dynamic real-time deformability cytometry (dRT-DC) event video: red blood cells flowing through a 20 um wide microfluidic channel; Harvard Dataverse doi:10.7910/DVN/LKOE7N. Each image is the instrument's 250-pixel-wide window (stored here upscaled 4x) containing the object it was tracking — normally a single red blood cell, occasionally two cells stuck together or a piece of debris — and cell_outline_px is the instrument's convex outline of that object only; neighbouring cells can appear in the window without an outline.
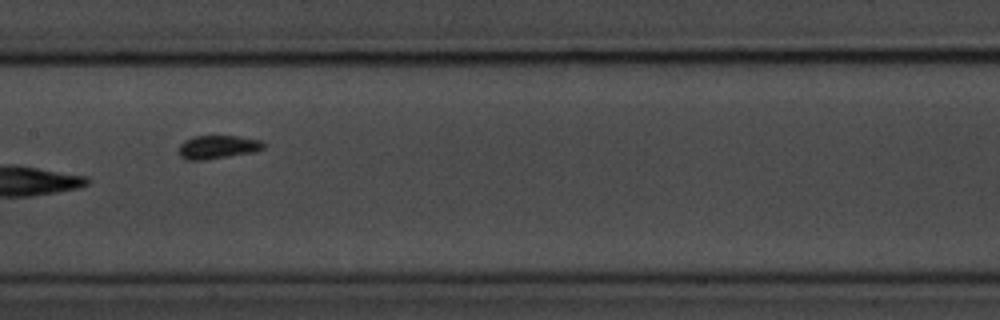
{"species": "common noctule bat (a hibernating species)", "species_latin": "Nyctalus noctula", "temperature_condition": "room temperature", "stored_images_in_passage": 9, "camera_frame_rate_fps": 3000, "um_per_image_px": 0.085, "animal": {"sex": "male", "body_mass_g": 20.1, "forearm_length_mm": 53.5}, "frame": {"image": 1, "passage_image": 7, "time_ms": 7.0, "image_size_px": [1000, 320], "cell_outline_px": [[264, 148], [256, 152], [204, 160], [184, 160], [176, 152], [180, 144], [184, 140], [192, 136], [240, 136], [264, 140]], "centroid_in_image_um": [18.49, 12.5], "position_along_channel_um": 188.9, "area_um2": 11.96}}